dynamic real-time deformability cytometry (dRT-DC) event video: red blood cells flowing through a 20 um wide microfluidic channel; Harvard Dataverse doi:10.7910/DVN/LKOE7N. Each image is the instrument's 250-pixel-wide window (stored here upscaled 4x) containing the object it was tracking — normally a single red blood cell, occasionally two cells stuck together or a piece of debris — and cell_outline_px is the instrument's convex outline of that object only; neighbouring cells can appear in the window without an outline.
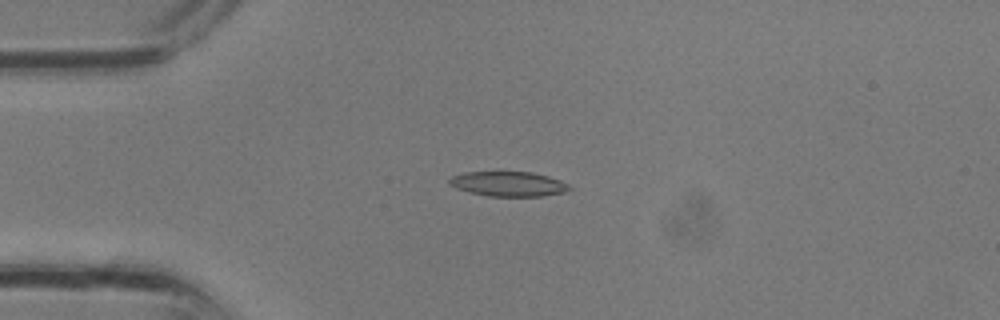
{"species": "common noctule bat (a hibernating species)", "species_latin": "Nyctalus noctula", "temperature_condition": "room temperature", "stored_images_in_passage": 26, "camera_frame_rate_fps": 3000, "um_per_image_px": 0.085, "animal": {"sex": "male", "body_mass_g": 13.3}, "frame": {"image": 1, "passage_image": 1, "time_ms": 0.0, "image_size_px": [1000, 320], "cell_outline_px": [[572, 188], [568, 192], [540, 196], [488, 196], [456, 188], [448, 184], [448, 180], [452, 176], [464, 172], [532, 172], [548, 176], [560, 180], [568, 184]], "centroid_in_image_um": [43.24, 15.63], "position_along_channel_um": 41.8, "area_um2": 17.34}}
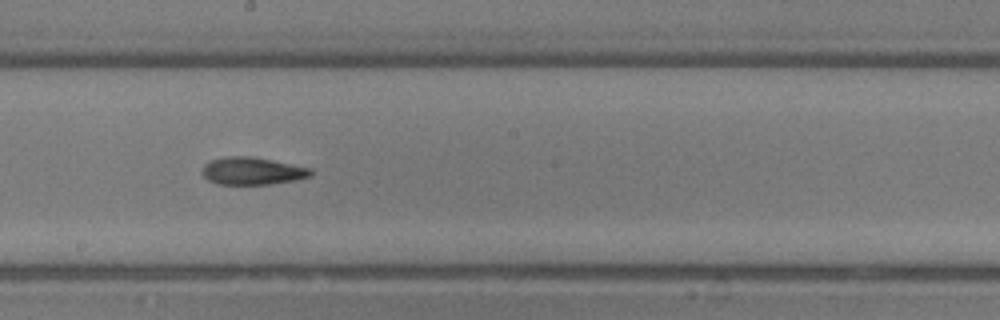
{"frame": {"image": 2, "passage_image": 11, "time_ms": 3.333, "image_size_px": [1000, 320], "cell_outline_px": [[312, 176], [296, 180], [268, 184], [216, 184], [208, 180], [200, 172], [204, 164], [212, 160], [224, 156], [252, 156], [312, 168]], "centroid_in_image_um": [21.43, 14.53], "position_along_channel_um": 226.8, "area_um2": 17.51}}
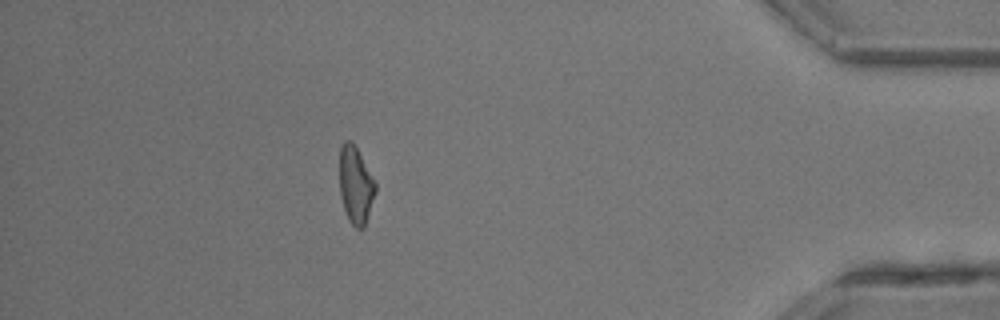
{"frame": {"image": 3, "passage_image": 22, "time_ms": 7.0, "image_size_px": [1000, 320], "cell_outline_px": [[376, 192], [364, 228], [356, 228], [348, 220], [340, 196], [340, 148], [344, 140], [352, 140], [376, 184]], "centroid_in_image_um": [30.22, 15.74], "position_along_channel_um": 405.0, "area_um2": 16.01}}